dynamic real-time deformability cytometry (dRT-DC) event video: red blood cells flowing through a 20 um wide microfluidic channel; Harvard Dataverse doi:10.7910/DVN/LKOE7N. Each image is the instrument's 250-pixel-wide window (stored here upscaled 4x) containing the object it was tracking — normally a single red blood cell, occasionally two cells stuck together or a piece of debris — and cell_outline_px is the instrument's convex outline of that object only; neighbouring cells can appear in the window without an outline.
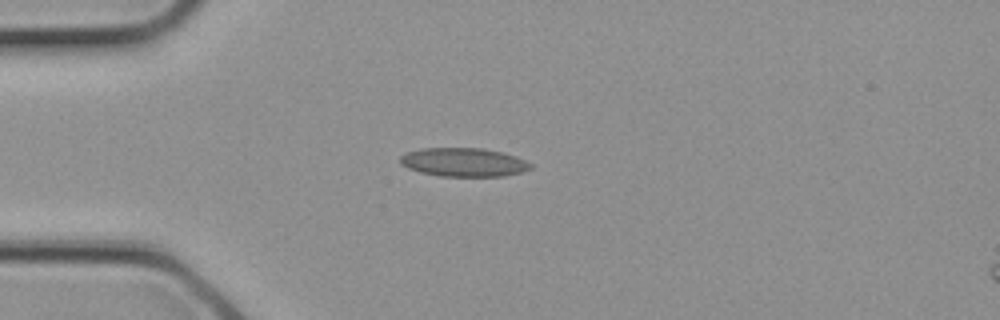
{"species": "common noctule bat (a hibernating species)", "species_latin": "Nyctalus noctula", "temperature_condition": "cold", "stored_images_in_passage": 2, "segment_of_instrument_passage": [1, 2], "camera_frame_rate_fps": 3000, "um_per_image_px": 0.085, "animal": {"sex": "female", "body_mass_g": 21.9}, "frame": {"image": 1, "passage_image": 1, "time_ms": 0.0, "image_size_px": [1000, 320], "cell_outline_px": [[532, 168], [524, 172], [504, 176], [440, 176], [420, 172], [408, 168], [400, 164], [400, 156], [408, 152], [420, 148], [484, 148], [516, 156], [532, 164]], "centroid_in_image_um": [39.42, 13.79], "position_along_channel_um": 45.6, "area_um2": 21.85}}